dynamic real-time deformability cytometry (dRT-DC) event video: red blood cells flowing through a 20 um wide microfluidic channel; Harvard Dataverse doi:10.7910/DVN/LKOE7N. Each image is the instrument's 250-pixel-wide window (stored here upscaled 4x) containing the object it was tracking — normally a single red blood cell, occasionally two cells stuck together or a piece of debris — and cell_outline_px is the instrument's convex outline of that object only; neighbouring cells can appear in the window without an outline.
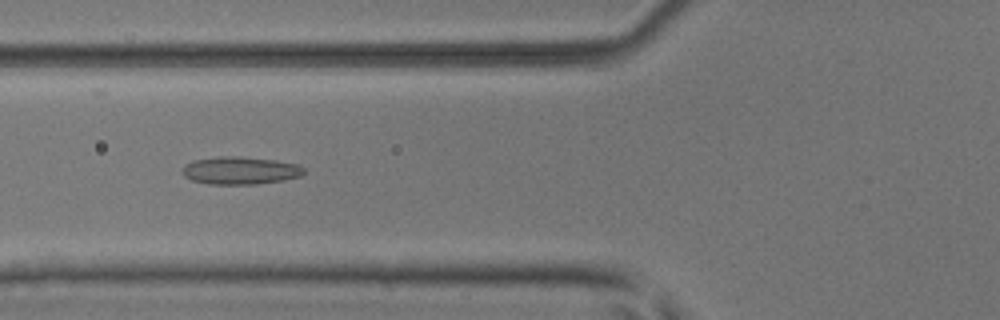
{"species": "common noctule bat (a hibernating species)", "species_latin": "Nyctalus noctula", "temperature_condition": "room temperature", "stored_images_in_passage": 44, "camera_frame_rate_fps": 3000, "um_per_image_px": 0.085, "animal": {"sex": "male", "body_mass_g": 17.9, "forearm_length_mm": 54.2}, "frame": {"image": 1, "passage_image": 19, "time_ms": 6.0, "image_size_px": [1000, 320], "cell_outline_px": [[304, 172], [300, 176], [284, 180], [256, 184], [208, 184], [192, 180], [184, 176], [184, 164], [192, 160], [220, 156], [236, 156], [276, 160], [300, 164], [304, 168]], "centroid_in_image_um": [20.43, 14.49], "position_along_channel_um": 105.4, "area_um2": 19.65}}
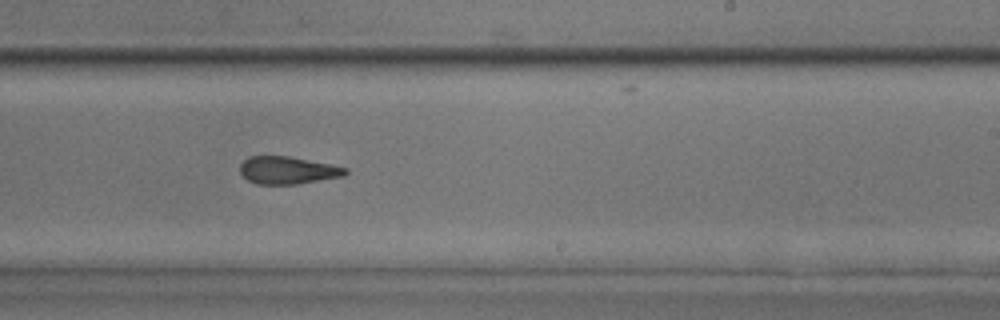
{"frame": {"image": 2, "passage_image": 31, "time_ms": 10.0, "image_size_px": [1000, 320], "cell_outline_px": [[348, 172], [344, 176], [296, 184], [256, 184], [248, 180], [240, 172], [240, 164], [248, 156], [288, 156], [332, 164], [348, 168]], "centroid_in_image_um": [24.46, 14.47], "position_along_channel_um": 264.5, "area_um2": 16.94}}
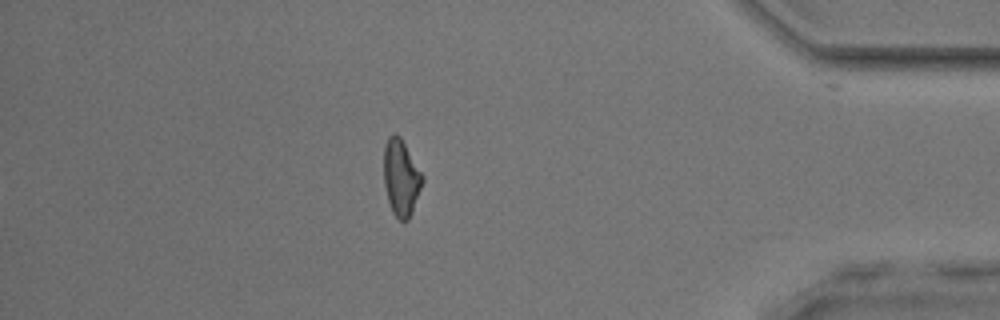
{"frame": {"image": 3, "passage_image": 44, "time_ms": 14.333, "image_size_px": [1000, 320], "cell_outline_px": [[424, 180], [412, 212], [408, 220], [400, 220], [392, 212], [388, 200], [384, 184], [384, 144], [388, 136], [392, 132], [396, 132], [400, 136], [424, 176]], "centroid_in_image_um": [34.09, 15.06], "position_along_channel_um": 401.1, "area_um2": 17.28}, "authors_computed_cell_mechanics": {"area_um2": 18.207, "velocity_mm_per_s": 3.9984, "shape_relaxation_time_tau1_ms": null, "shape_relaxation_time_tau2_ms": 2.6941, "deformation_change_tau1": null, "deformation_change_tau2": 0.1271}}